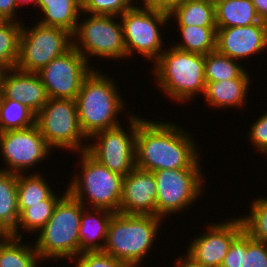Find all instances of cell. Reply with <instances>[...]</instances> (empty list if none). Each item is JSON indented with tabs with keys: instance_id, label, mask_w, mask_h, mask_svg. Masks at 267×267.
Segmentation results:
<instances>
[{
	"instance_id": "1",
	"label": "cell",
	"mask_w": 267,
	"mask_h": 267,
	"mask_svg": "<svg viewBox=\"0 0 267 267\" xmlns=\"http://www.w3.org/2000/svg\"><path fill=\"white\" fill-rule=\"evenodd\" d=\"M179 125L143 119L137 125L135 167L146 171L200 169L198 147Z\"/></svg>"
},
{
	"instance_id": "2",
	"label": "cell",
	"mask_w": 267,
	"mask_h": 267,
	"mask_svg": "<svg viewBox=\"0 0 267 267\" xmlns=\"http://www.w3.org/2000/svg\"><path fill=\"white\" fill-rule=\"evenodd\" d=\"M76 103L79 124L88 139L119 126L117 115L125 108L115 82L96 69L84 79Z\"/></svg>"
},
{
	"instance_id": "3",
	"label": "cell",
	"mask_w": 267,
	"mask_h": 267,
	"mask_svg": "<svg viewBox=\"0 0 267 267\" xmlns=\"http://www.w3.org/2000/svg\"><path fill=\"white\" fill-rule=\"evenodd\" d=\"M161 222L153 215L114 213L103 251L127 267H137L152 248Z\"/></svg>"
},
{
	"instance_id": "4",
	"label": "cell",
	"mask_w": 267,
	"mask_h": 267,
	"mask_svg": "<svg viewBox=\"0 0 267 267\" xmlns=\"http://www.w3.org/2000/svg\"><path fill=\"white\" fill-rule=\"evenodd\" d=\"M154 73L159 89L170 99L186 102L205 92L204 55L185 52L172 47L163 50L154 62Z\"/></svg>"
},
{
	"instance_id": "5",
	"label": "cell",
	"mask_w": 267,
	"mask_h": 267,
	"mask_svg": "<svg viewBox=\"0 0 267 267\" xmlns=\"http://www.w3.org/2000/svg\"><path fill=\"white\" fill-rule=\"evenodd\" d=\"M85 206L66 189L56 204L53 214L39 231L34 247L42 260L72 258L80 254L79 227Z\"/></svg>"
},
{
	"instance_id": "6",
	"label": "cell",
	"mask_w": 267,
	"mask_h": 267,
	"mask_svg": "<svg viewBox=\"0 0 267 267\" xmlns=\"http://www.w3.org/2000/svg\"><path fill=\"white\" fill-rule=\"evenodd\" d=\"M80 154V176L73 177L67 186V192L83 205L85 199H89L87 202L91 209H107L119 213L123 176L100 164L87 151H81Z\"/></svg>"
},
{
	"instance_id": "7",
	"label": "cell",
	"mask_w": 267,
	"mask_h": 267,
	"mask_svg": "<svg viewBox=\"0 0 267 267\" xmlns=\"http://www.w3.org/2000/svg\"><path fill=\"white\" fill-rule=\"evenodd\" d=\"M36 125L53 149L60 147L79 153L87 150L88 145L82 142L88 138L79 124L76 100L49 98L36 114Z\"/></svg>"
},
{
	"instance_id": "8",
	"label": "cell",
	"mask_w": 267,
	"mask_h": 267,
	"mask_svg": "<svg viewBox=\"0 0 267 267\" xmlns=\"http://www.w3.org/2000/svg\"><path fill=\"white\" fill-rule=\"evenodd\" d=\"M78 22L72 37V46L86 59L101 58L123 59L127 57L122 23L115 22L118 16L90 15ZM90 54V55H89Z\"/></svg>"
},
{
	"instance_id": "9",
	"label": "cell",
	"mask_w": 267,
	"mask_h": 267,
	"mask_svg": "<svg viewBox=\"0 0 267 267\" xmlns=\"http://www.w3.org/2000/svg\"><path fill=\"white\" fill-rule=\"evenodd\" d=\"M71 40L72 34L63 28L38 22L30 29L22 25L15 68L38 73L54 58L68 51L72 47Z\"/></svg>"
},
{
	"instance_id": "10",
	"label": "cell",
	"mask_w": 267,
	"mask_h": 267,
	"mask_svg": "<svg viewBox=\"0 0 267 267\" xmlns=\"http://www.w3.org/2000/svg\"><path fill=\"white\" fill-rule=\"evenodd\" d=\"M119 17L127 56L139 52L155 62L163 52L162 45H164L158 25L162 28L167 24L170 20L169 13L143 5L125 11Z\"/></svg>"
},
{
	"instance_id": "11",
	"label": "cell",
	"mask_w": 267,
	"mask_h": 267,
	"mask_svg": "<svg viewBox=\"0 0 267 267\" xmlns=\"http://www.w3.org/2000/svg\"><path fill=\"white\" fill-rule=\"evenodd\" d=\"M129 116L128 133L121 125L101 130L93 134L90 138H95L94 144H88L87 152L100 164L125 177L135 168V138L137 125L143 118Z\"/></svg>"
},
{
	"instance_id": "12",
	"label": "cell",
	"mask_w": 267,
	"mask_h": 267,
	"mask_svg": "<svg viewBox=\"0 0 267 267\" xmlns=\"http://www.w3.org/2000/svg\"><path fill=\"white\" fill-rule=\"evenodd\" d=\"M157 185L156 216L176 214L203 193L201 169H165L153 172Z\"/></svg>"
},
{
	"instance_id": "13",
	"label": "cell",
	"mask_w": 267,
	"mask_h": 267,
	"mask_svg": "<svg viewBox=\"0 0 267 267\" xmlns=\"http://www.w3.org/2000/svg\"><path fill=\"white\" fill-rule=\"evenodd\" d=\"M72 46L54 58L37 74L49 98L76 100L84 79L91 73V64Z\"/></svg>"
},
{
	"instance_id": "14",
	"label": "cell",
	"mask_w": 267,
	"mask_h": 267,
	"mask_svg": "<svg viewBox=\"0 0 267 267\" xmlns=\"http://www.w3.org/2000/svg\"><path fill=\"white\" fill-rule=\"evenodd\" d=\"M51 150L36 124L26 129L2 132L0 151L7 167L0 170L21 174L43 162Z\"/></svg>"
},
{
	"instance_id": "15",
	"label": "cell",
	"mask_w": 267,
	"mask_h": 267,
	"mask_svg": "<svg viewBox=\"0 0 267 267\" xmlns=\"http://www.w3.org/2000/svg\"><path fill=\"white\" fill-rule=\"evenodd\" d=\"M188 247L185 255L203 267H221L233 241L244 231L241 218L210 225Z\"/></svg>"
},
{
	"instance_id": "16",
	"label": "cell",
	"mask_w": 267,
	"mask_h": 267,
	"mask_svg": "<svg viewBox=\"0 0 267 267\" xmlns=\"http://www.w3.org/2000/svg\"><path fill=\"white\" fill-rule=\"evenodd\" d=\"M156 198L153 172L135 167L123 177L119 213L156 216Z\"/></svg>"
},
{
	"instance_id": "17",
	"label": "cell",
	"mask_w": 267,
	"mask_h": 267,
	"mask_svg": "<svg viewBox=\"0 0 267 267\" xmlns=\"http://www.w3.org/2000/svg\"><path fill=\"white\" fill-rule=\"evenodd\" d=\"M267 48V22L217 28L216 50L231 59L248 58Z\"/></svg>"
},
{
	"instance_id": "18",
	"label": "cell",
	"mask_w": 267,
	"mask_h": 267,
	"mask_svg": "<svg viewBox=\"0 0 267 267\" xmlns=\"http://www.w3.org/2000/svg\"><path fill=\"white\" fill-rule=\"evenodd\" d=\"M0 99H12L37 114L47 103L46 88L37 73L5 70L1 80Z\"/></svg>"
},
{
	"instance_id": "19",
	"label": "cell",
	"mask_w": 267,
	"mask_h": 267,
	"mask_svg": "<svg viewBox=\"0 0 267 267\" xmlns=\"http://www.w3.org/2000/svg\"><path fill=\"white\" fill-rule=\"evenodd\" d=\"M250 82L246 70L236 79L206 82L204 92L206 103L216 108L243 106L246 103Z\"/></svg>"
},
{
	"instance_id": "20",
	"label": "cell",
	"mask_w": 267,
	"mask_h": 267,
	"mask_svg": "<svg viewBox=\"0 0 267 267\" xmlns=\"http://www.w3.org/2000/svg\"><path fill=\"white\" fill-rule=\"evenodd\" d=\"M92 210H94L95 214L98 216H95L93 212L89 210L87 211L85 208L82 211L78 231L80 254L87 251H103L106 242L108 225L114 214V212L107 209Z\"/></svg>"
},
{
	"instance_id": "21",
	"label": "cell",
	"mask_w": 267,
	"mask_h": 267,
	"mask_svg": "<svg viewBox=\"0 0 267 267\" xmlns=\"http://www.w3.org/2000/svg\"><path fill=\"white\" fill-rule=\"evenodd\" d=\"M43 15L38 22L45 26L59 27L73 34L81 13V0H37Z\"/></svg>"
},
{
	"instance_id": "22",
	"label": "cell",
	"mask_w": 267,
	"mask_h": 267,
	"mask_svg": "<svg viewBox=\"0 0 267 267\" xmlns=\"http://www.w3.org/2000/svg\"><path fill=\"white\" fill-rule=\"evenodd\" d=\"M262 22L251 0H221L215 4L216 28L249 26Z\"/></svg>"
},
{
	"instance_id": "23",
	"label": "cell",
	"mask_w": 267,
	"mask_h": 267,
	"mask_svg": "<svg viewBox=\"0 0 267 267\" xmlns=\"http://www.w3.org/2000/svg\"><path fill=\"white\" fill-rule=\"evenodd\" d=\"M60 199L55 192L48 199L36 204H18L20 217L15 230L11 233L12 236L22 238L23 236L18 234L20 230H17L21 228L28 232L33 231L35 234L40 231L52 216L53 210Z\"/></svg>"
},
{
	"instance_id": "24",
	"label": "cell",
	"mask_w": 267,
	"mask_h": 267,
	"mask_svg": "<svg viewBox=\"0 0 267 267\" xmlns=\"http://www.w3.org/2000/svg\"><path fill=\"white\" fill-rule=\"evenodd\" d=\"M172 16L177 26L216 27L215 4L207 0H185L169 13V18Z\"/></svg>"
},
{
	"instance_id": "25",
	"label": "cell",
	"mask_w": 267,
	"mask_h": 267,
	"mask_svg": "<svg viewBox=\"0 0 267 267\" xmlns=\"http://www.w3.org/2000/svg\"><path fill=\"white\" fill-rule=\"evenodd\" d=\"M18 174L0 170V223L11 233L19 221L17 195Z\"/></svg>"
},
{
	"instance_id": "26",
	"label": "cell",
	"mask_w": 267,
	"mask_h": 267,
	"mask_svg": "<svg viewBox=\"0 0 267 267\" xmlns=\"http://www.w3.org/2000/svg\"><path fill=\"white\" fill-rule=\"evenodd\" d=\"M183 41L173 47L190 53L206 55L216 50V27L179 26Z\"/></svg>"
},
{
	"instance_id": "27",
	"label": "cell",
	"mask_w": 267,
	"mask_h": 267,
	"mask_svg": "<svg viewBox=\"0 0 267 267\" xmlns=\"http://www.w3.org/2000/svg\"><path fill=\"white\" fill-rule=\"evenodd\" d=\"M21 240L11 236L6 242L0 243V267L37 266L41 258L34 245H23Z\"/></svg>"
},
{
	"instance_id": "28",
	"label": "cell",
	"mask_w": 267,
	"mask_h": 267,
	"mask_svg": "<svg viewBox=\"0 0 267 267\" xmlns=\"http://www.w3.org/2000/svg\"><path fill=\"white\" fill-rule=\"evenodd\" d=\"M36 124V114L12 99H0V133L21 130Z\"/></svg>"
},
{
	"instance_id": "29",
	"label": "cell",
	"mask_w": 267,
	"mask_h": 267,
	"mask_svg": "<svg viewBox=\"0 0 267 267\" xmlns=\"http://www.w3.org/2000/svg\"><path fill=\"white\" fill-rule=\"evenodd\" d=\"M206 82L224 81L238 78L244 71L235 59L219 53L217 50L204 55Z\"/></svg>"
},
{
	"instance_id": "30",
	"label": "cell",
	"mask_w": 267,
	"mask_h": 267,
	"mask_svg": "<svg viewBox=\"0 0 267 267\" xmlns=\"http://www.w3.org/2000/svg\"><path fill=\"white\" fill-rule=\"evenodd\" d=\"M22 24L19 21H0V66L5 70L16 66Z\"/></svg>"
},
{
	"instance_id": "31",
	"label": "cell",
	"mask_w": 267,
	"mask_h": 267,
	"mask_svg": "<svg viewBox=\"0 0 267 267\" xmlns=\"http://www.w3.org/2000/svg\"><path fill=\"white\" fill-rule=\"evenodd\" d=\"M24 175L25 172L18 174V204H36L48 199L54 193L48 182L39 173Z\"/></svg>"
},
{
	"instance_id": "32",
	"label": "cell",
	"mask_w": 267,
	"mask_h": 267,
	"mask_svg": "<svg viewBox=\"0 0 267 267\" xmlns=\"http://www.w3.org/2000/svg\"><path fill=\"white\" fill-rule=\"evenodd\" d=\"M250 214L240 216L244 231L254 240L267 243V197H259L251 203Z\"/></svg>"
},
{
	"instance_id": "33",
	"label": "cell",
	"mask_w": 267,
	"mask_h": 267,
	"mask_svg": "<svg viewBox=\"0 0 267 267\" xmlns=\"http://www.w3.org/2000/svg\"><path fill=\"white\" fill-rule=\"evenodd\" d=\"M135 1V0H133ZM132 0H81L82 13L88 15L119 16L125 11L135 8Z\"/></svg>"
},
{
	"instance_id": "34",
	"label": "cell",
	"mask_w": 267,
	"mask_h": 267,
	"mask_svg": "<svg viewBox=\"0 0 267 267\" xmlns=\"http://www.w3.org/2000/svg\"><path fill=\"white\" fill-rule=\"evenodd\" d=\"M242 267H267V243L252 239L245 231Z\"/></svg>"
},
{
	"instance_id": "35",
	"label": "cell",
	"mask_w": 267,
	"mask_h": 267,
	"mask_svg": "<svg viewBox=\"0 0 267 267\" xmlns=\"http://www.w3.org/2000/svg\"><path fill=\"white\" fill-rule=\"evenodd\" d=\"M75 259H77V267H127L123 262L104 251L82 252Z\"/></svg>"
},
{
	"instance_id": "36",
	"label": "cell",
	"mask_w": 267,
	"mask_h": 267,
	"mask_svg": "<svg viewBox=\"0 0 267 267\" xmlns=\"http://www.w3.org/2000/svg\"><path fill=\"white\" fill-rule=\"evenodd\" d=\"M250 142L255 148L267 156V111L251 125Z\"/></svg>"
},
{
	"instance_id": "37",
	"label": "cell",
	"mask_w": 267,
	"mask_h": 267,
	"mask_svg": "<svg viewBox=\"0 0 267 267\" xmlns=\"http://www.w3.org/2000/svg\"><path fill=\"white\" fill-rule=\"evenodd\" d=\"M243 265V232L233 241L221 267H242Z\"/></svg>"
},
{
	"instance_id": "38",
	"label": "cell",
	"mask_w": 267,
	"mask_h": 267,
	"mask_svg": "<svg viewBox=\"0 0 267 267\" xmlns=\"http://www.w3.org/2000/svg\"><path fill=\"white\" fill-rule=\"evenodd\" d=\"M185 0H145L144 6L170 13L176 6Z\"/></svg>"
},
{
	"instance_id": "39",
	"label": "cell",
	"mask_w": 267,
	"mask_h": 267,
	"mask_svg": "<svg viewBox=\"0 0 267 267\" xmlns=\"http://www.w3.org/2000/svg\"><path fill=\"white\" fill-rule=\"evenodd\" d=\"M15 12H17L16 0H0V21H17Z\"/></svg>"
},
{
	"instance_id": "40",
	"label": "cell",
	"mask_w": 267,
	"mask_h": 267,
	"mask_svg": "<svg viewBox=\"0 0 267 267\" xmlns=\"http://www.w3.org/2000/svg\"><path fill=\"white\" fill-rule=\"evenodd\" d=\"M262 21L267 22V0H251Z\"/></svg>"
},
{
	"instance_id": "41",
	"label": "cell",
	"mask_w": 267,
	"mask_h": 267,
	"mask_svg": "<svg viewBox=\"0 0 267 267\" xmlns=\"http://www.w3.org/2000/svg\"><path fill=\"white\" fill-rule=\"evenodd\" d=\"M175 267H203L194 262L189 256L179 257L175 264Z\"/></svg>"
},
{
	"instance_id": "42",
	"label": "cell",
	"mask_w": 267,
	"mask_h": 267,
	"mask_svg": "<svg viewBox=\"0 0 267 267\" xmlns=\"http://www.w3.org/2000/svg\"><path fill=\"white\" fill-rule=\"evenodd\" d=\"M11 236V232L3 224L0 223V243L6 242Z\"/></svg>"
},
{
	"instance_id": "43",
	"label": "cell",
	"mask_w": 267,
	"mask_h": 267,
	"mask_svg": "<svg viewBox=\"0 0 267 267\" xmlns=\"http://www.w3.org/2000/svg\"><path fill=\"white\" fill-rule=\"evenodd\" d=\"M16 3H17V7L21 6V5H25V4H33L34 5L36 4L37 5V0H16Z\"/></svg>"
},
{
	"instance_id": "44",
	"label": "cell",
	"mask_w": 267,
	"mask_h": 267,
	"mask_svg": "<svg viewBox=\"0 0 267 267\" xmlns=\"http://www.w3.org/2000/svg\"><path fill=\"white\" fill-rule=\"evenodd\" d=\"M4 71H5V69L0 66V92H1V80H2V76H3Z\"/></svg>"
},
{
	"instance_id": "45",
	"label": "cell",
	"mask_w": 267,
	"mask_h": 267,
	"mask_svg": "<svg viewBox=\"0 0 267 267\" xmlns=\"http://www.w3.org/2000/svg\"><path fill=\"white\" fill-rule=\"evenodd\" d=\"M207 1H210L212 2L213 4H216L217 2L221 1V0H207Z\"/></svg>"
}]
</instances>
